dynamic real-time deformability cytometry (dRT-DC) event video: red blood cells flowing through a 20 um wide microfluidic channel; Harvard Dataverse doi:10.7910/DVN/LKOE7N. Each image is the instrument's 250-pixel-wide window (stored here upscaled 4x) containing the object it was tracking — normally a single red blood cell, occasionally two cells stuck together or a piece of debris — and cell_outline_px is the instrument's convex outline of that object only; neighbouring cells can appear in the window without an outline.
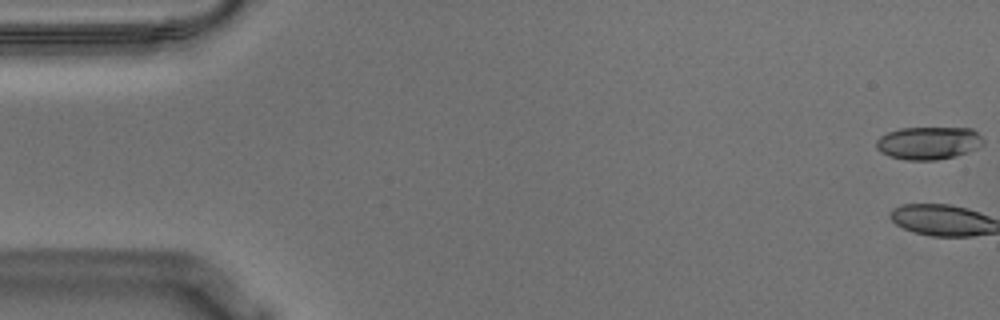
{"species": "Egyptian fruit bat (a non-hibernating species)", "species_latin": "Rousettus aegyptiacus", "temperature_condition": "warm", "stored_images_in_passage": 35, "camera_frame_rate_fps": 3000, "um_per_image_px": 0.085, "animal": {"sex": "male"}, "frame": {"image": 1, "passage_image": 1, "time_ms": 0.0, "image_size_px": [1000, 320], "cell_outline_px": [[984, 144], [968, 152], [956, 156], [936, 160], [908, 160], [888, 156], [880, 152], [876, 148], [876, 140], [880, 136], [888, 132], [900, 128], [972, 128], [984, 140]], "centroid_in_image_um": [78.91, 12.16], "position_along_channel_um": 6.1, "area_um2": 20.52}}